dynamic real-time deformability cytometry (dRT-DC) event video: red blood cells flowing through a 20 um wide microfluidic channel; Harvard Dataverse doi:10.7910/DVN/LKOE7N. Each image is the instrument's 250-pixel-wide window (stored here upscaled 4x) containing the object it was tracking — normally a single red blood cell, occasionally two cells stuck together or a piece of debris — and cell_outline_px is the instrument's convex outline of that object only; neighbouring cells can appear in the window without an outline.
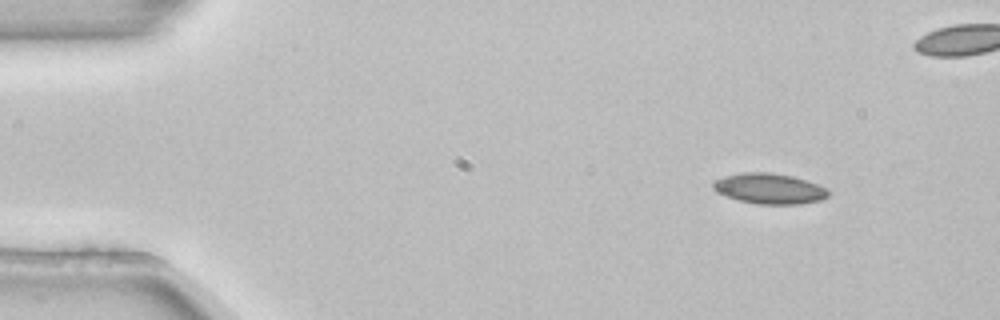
{"species": "common noctule bat (a hibernating species)", "species_latin": "Nyctalus noctula", "temperature_condition": "room temperature", "stored_images_in_passage": 4, "camera_frame_rate_fps": 3000, "um_per_image_px": 0.085, "animal": {"sex": "female", "body_mass_g": 22.7, "forearm_length_mm": 54.2}, "frame": {"image": 1, "passage_image": 1, "time_ms": 0.0, "image_size_px": [1000, 320], "cell_outline_px": [[828, 196], [820, 200], [800, 204], [756, 204], [740, 200], [716, 192], [712, 188], [712, 180], [724, 176], [744, 172], [768, 172], [792, 176], [820, 184], [828, 192]], "centroid_in_image_um": [65.37, 16.02], "position_along_channel_um": 19.6, "area_um2": 20.46}}